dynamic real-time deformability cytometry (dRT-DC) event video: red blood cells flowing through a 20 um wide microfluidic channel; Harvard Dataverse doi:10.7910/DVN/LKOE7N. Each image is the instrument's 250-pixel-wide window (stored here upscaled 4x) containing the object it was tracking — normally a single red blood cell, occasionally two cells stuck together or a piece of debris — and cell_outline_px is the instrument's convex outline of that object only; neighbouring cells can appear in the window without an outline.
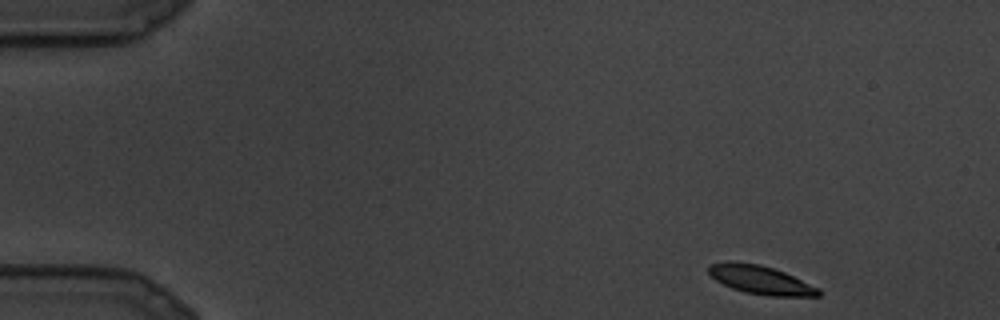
{"species": "common noctule bat (a hibernating species)", "species_latin": "Nyctalus noctula", "temperature_condition": "cold", "stored_images_in_passage": 8, "camera_frame_rate_fps": 3000, "um_per_image_px": 0.085, "animal": {"sex": "male", "body_mass_g": 19.5, "forearm_length_mm": 54.6}, "frame": {"image": 1, "passage_image": 1, "time_ms": 0.0, "image_size_px": [1000, 320], "cell_outline_px": [[820, 296], [768, 296], [744, 292], [732, 288], [716, 280], [708, 272], [708, 264], [724, 260], [736, 260], [760, 264], [784, 272], [820, 288]], "centroid_in_image_um": [64.61, 23.76], "position_along_channel_um": 20.4, "area_um2": 18.55}}
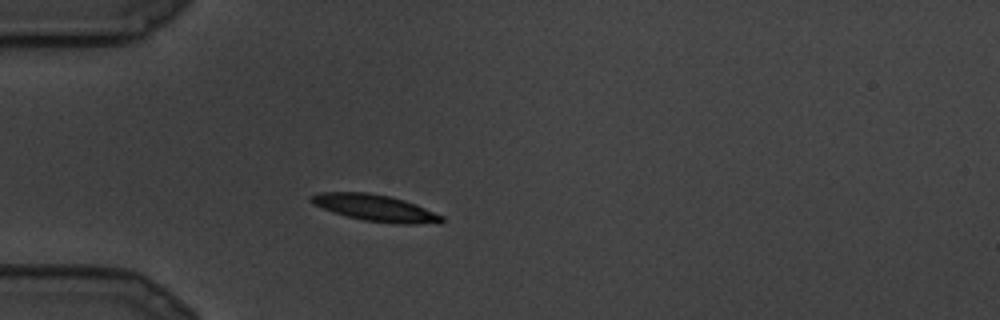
{"frame": {"image": 2, "passage_image": 6, "time_ms": 1.667, "image_size_px": [1000, 320], "cell_outline_px": [[444, 220], [440, 224], [400, 224], [364, 220], [348, 216], [324, 208], [308, 200], [312, 196], [320, 192], [368, 192], [388, 196], [404, 200], [416, 204], [444, 216]], "centroid_in_image_um": [31.99, 17.68], "position_along_channel_um": 53.0, "area_um2": 20.0}}
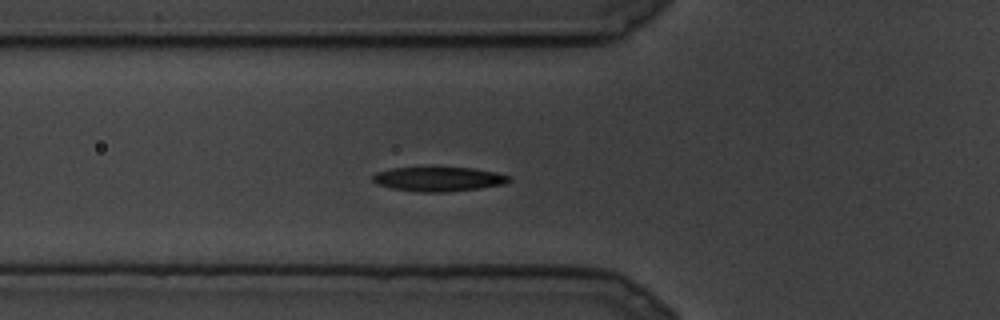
{"frame": {"image": 3, "passage_image": 8, "time_ms": 2.333, "image_size_px": [1000, 320], "cell_outline_px": [[512, 180], [504, 184], [480, 188], [444, 192], [420, 192], [392, 188], [376, 184], [372, 180], [372, 176], [376, 172], [392, 168], [476, 168], [496, 172], [512, 176]], "centroid_in_image_um": [37.31, 15.22], "position_along_channel_um": 88.5, "area_um2": 19.36}}